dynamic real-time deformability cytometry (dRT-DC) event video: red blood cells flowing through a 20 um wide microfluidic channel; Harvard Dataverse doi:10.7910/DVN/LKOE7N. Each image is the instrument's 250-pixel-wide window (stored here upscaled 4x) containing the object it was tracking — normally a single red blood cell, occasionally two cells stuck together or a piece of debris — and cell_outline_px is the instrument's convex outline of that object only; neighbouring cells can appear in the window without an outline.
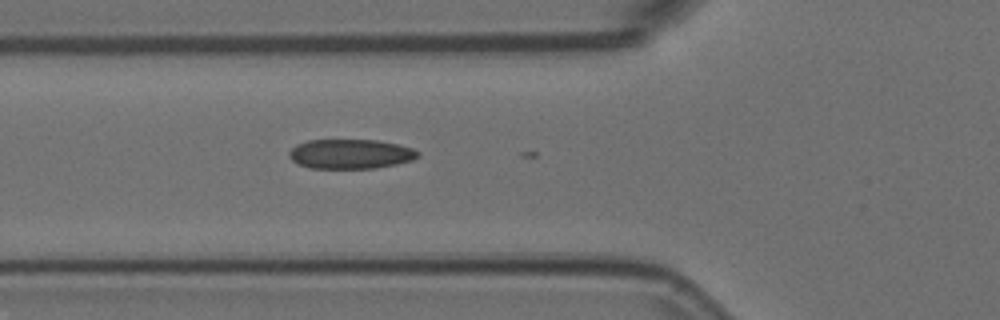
{"species": "Egyptian fruit bat (a non-hibernating species)", "species_latin": "Rousettus aegyptiacus", "temperature_condition": "room temperature", "stored_images_in_passage": 5, "camera_frame_rate_fps": 3000, "um_per_image_px": 0.085, "animal": {"sex": "female"}, "frame": {"image": 1, "passage_image": 2, "time_ms": 0.333, "image_size_px": [1000, 320], "cell_outline_px": [[420, 156], [412, 160], [396, 164], [376, 168], [308, 168], [292, 160], [288, 156], [288, 152], [296, 144], [308, 140], [376, 140], [400, 144], [412, 148], [420, 152]], "centroid_in_image_um": [29.8, 13.08], "position_along_channel_um": 96.0, "area_um2": 22.31}}